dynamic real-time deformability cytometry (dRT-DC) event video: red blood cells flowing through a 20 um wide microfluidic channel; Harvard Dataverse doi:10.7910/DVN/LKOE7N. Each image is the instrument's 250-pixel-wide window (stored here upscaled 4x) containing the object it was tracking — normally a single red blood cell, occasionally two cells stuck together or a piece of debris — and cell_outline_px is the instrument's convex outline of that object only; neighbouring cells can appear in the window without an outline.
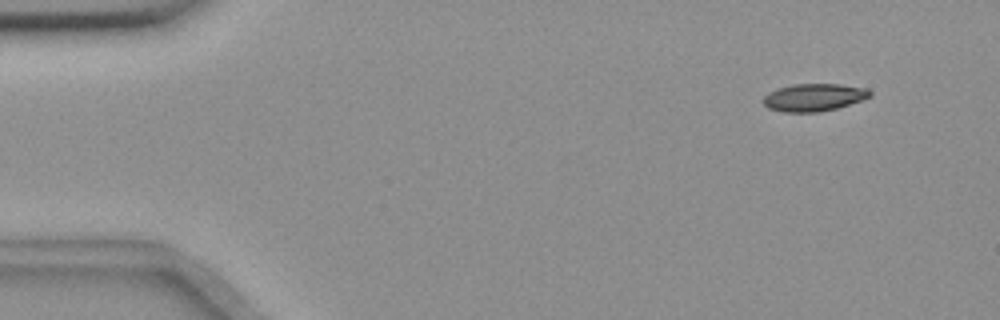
{"species": "common noctule bat (a hibernating species)", "species_latin": "Nyctalus noctula", "temperature_condition": "room temperature", "stored_images_in_passage": 5, "camera_frame_rate_fps": 3000, "um_per_image_px": 0.085, "animal": {"sex": "female", "body_mass_g": 18.4}, "frame": {"image": 1, "passage_image": 2, "time_ms": 1.0, "image_size_px": [1000, 320], "cell_outline_px": [[872, 96], [864, 100], [836, 108], [820, 112], [784, 112], [768, 108], [760, 100], [768, 92], [776, 88], [792, 84], [840, 84], [868, 88], [872, 92]], "centroid_in_image_um": [69.18, 8.27], "position_along_channel_um": 15.8, "area_um2": 17.46}}
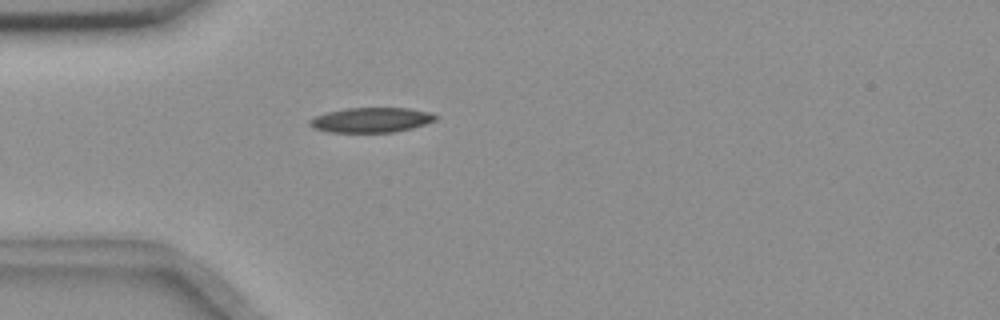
{"frame": {"image": 2, "passage_image": 5, "time_ms": 4.667, "image_size_px": [1000, 320], "cell_outline_px": [[436, 120], [412, 128], [392, 132], [328, 132], [312, 128], [308, 124], [308, 120], [316, 116], [328, 112], [348, 108], [408, 108], [428, 112], [436, 116]], "centroid_in_image_um": [31.51, 10.2], "position_along_channel_um": 53.5, "area_um2": 18.09}}